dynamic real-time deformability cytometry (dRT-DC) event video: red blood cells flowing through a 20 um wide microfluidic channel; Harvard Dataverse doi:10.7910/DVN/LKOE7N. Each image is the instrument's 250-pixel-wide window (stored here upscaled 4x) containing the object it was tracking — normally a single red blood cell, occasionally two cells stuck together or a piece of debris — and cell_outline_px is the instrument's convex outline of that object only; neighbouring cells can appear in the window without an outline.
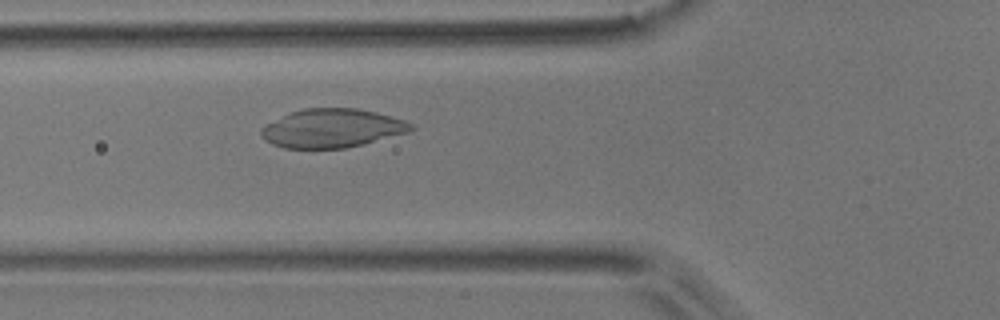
{"species": "common noctule bat (a hibernating species)", "species_latin": "Nyctalus noctula", "temperature_condition": "room temperature", "stored_images_in_passage": 53, "camera_frame_rate_fps": 3000, "um_per_image_px": 0.085, "animal": {"sex": "male", "body_mass_g": 17.9}, "frame": {"image": 1, "passage_image": 18, "time_ms": 5.667, "image_size_px": [1000, 320], "cell_outline_px": [[416, 128], [408, 132], [364, 144], [344, 148], [284, 148], [272, 144], [260, 132], [260, 128], [292, 112], [304, 108], [356, 108], [376, 112], [404, 120], [412, 124]], "centroid_in_image_um": [28.27, 10.9], "position_along_channel_um": 97.5, "area_um2": 33.35}}
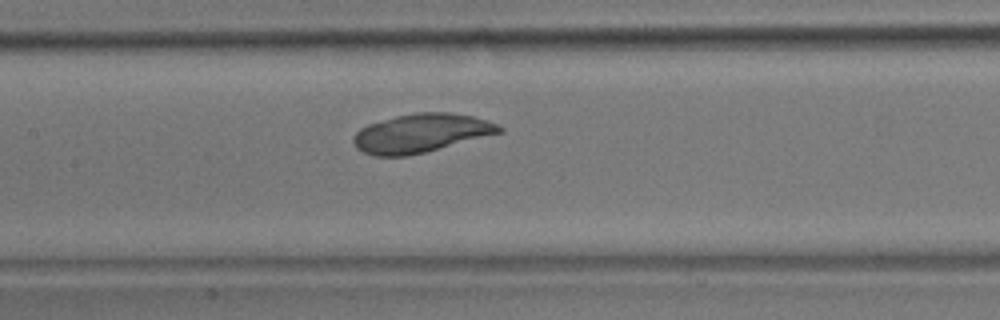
{"frame": {"image": 2, "passage_image": 24, "time_ms": 7.667, "image_size_px": [1000, 320], "cell_outline_px": [[504, 132], [408, 156], [376, 156], [364, 152], [356, 148], [352, 140], [352, 136], [360, 128], [368, 124], [396, 116], [416, 112], [452, 112], [472, 116], [496, 124], [504, 128]], "centroid_in_image_um": [35.77, 11.31], "position_along_channel_um": 171.6, "area_um2": 32.77}}
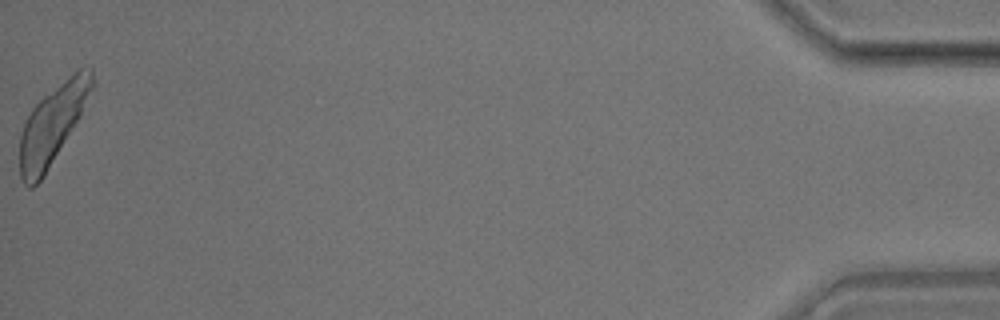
{"frame": {"image": 3, "passage_image": 53, "time_ms": 17.333, "image_size_px": [1000, 320], "cell_outline_px": [[92, 88], [80, 116], [44, 176], [32, 188], [28, 188], [24, 184], [20, 176], [20, 136], [24, 120], [32, 108], [44, 96], [76, 68], [92, 68]], "centroid_in_image_um": [4.43, 10.58], "position_along_channel_um": 430.8, "area_um2": 32.66}}